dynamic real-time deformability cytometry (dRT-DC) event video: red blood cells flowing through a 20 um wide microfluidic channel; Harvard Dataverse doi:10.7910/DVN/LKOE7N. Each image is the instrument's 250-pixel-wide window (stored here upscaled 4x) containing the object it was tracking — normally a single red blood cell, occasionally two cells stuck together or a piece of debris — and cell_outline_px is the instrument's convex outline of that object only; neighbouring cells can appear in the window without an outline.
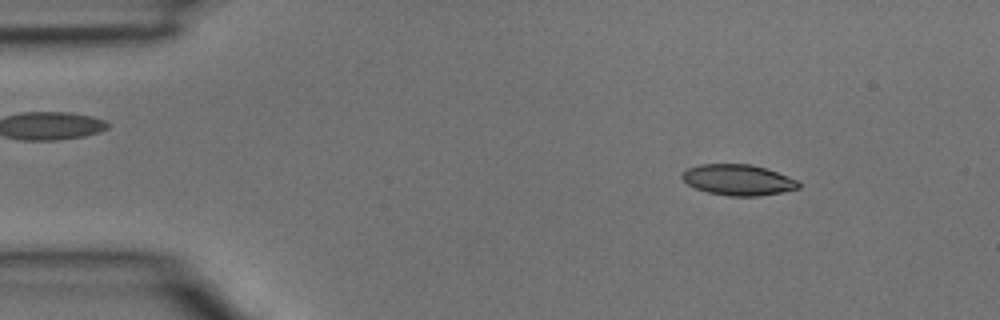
{"species": "common noctule bat (a hibernating species)", "species_latin": "Nyctalus noctula", "temperature_condition": "room temperature", "stored_images_in_passage": 3, "camera_frame_rate_fps": 3000, "um_per_image_px": 0.085, "animal": {"sex": "male", "body_mass_g": 15.6}, "frame": {"image": 1, "passage_image": 1, "time_ms": 0.0, "image_size_px": [1000, 320], "cell_outline_px": [[800, 188], [760, 196], [728, 196], [708, 192], [696, 188], [688, 184], [680, 176], [688, 168], [700, 164], [752, 164], [776, 172], [796, 180], [800, 184]], "centroid_in_image_um": [62.72, 15.29], "position_along_channel_um": 22.3, "area_um2": 20.69}}
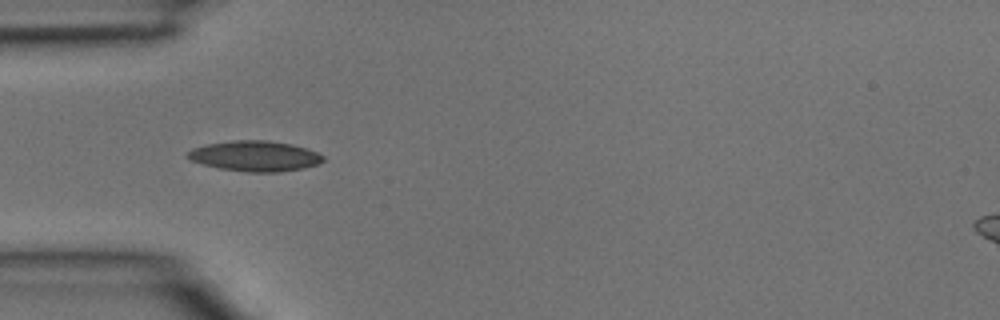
{"frame": {"image": 2, "passage_image": 3, "time_ms": 0.667, "image_size_px": [1000, 320], "cell_outline_px": [[324, 160], [316, 164], [304, 168], [280, 172], [248, 172], [220, 168], [204, 164], [192, 160], [184, 156], [192, 148], [208, 144], [232, 140], [264, 140], [292, 144], [316, 152], [324, 156]], "centroid_in_image_um": [21.66, 13.26], "position_along_channel_um": 63.3, "area_um2": 23.81}}